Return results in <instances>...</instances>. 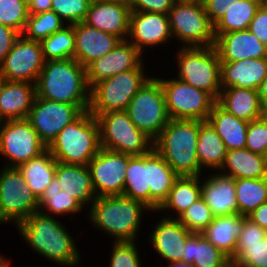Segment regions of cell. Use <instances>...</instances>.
<instances>
[{
	"mask_svg": "<svg viewBox=\"0 0 267 267\" xmlns=\"http://www.w3.org/2000/svg\"><path fill=\"white\" fill-rule=\"evenodd\" d=\"M93 115L99 124L101 148L131 156L145 155L153 149V140L134 125L126 111Z\"/></svg>",
	"mask_w": 267,
	"mask_h": 267,
	"instance_id": "cell-8",
	"label": "cell"
},
{
	"mask_svg": "<svg viewBox=\"0 0 267 267\" xmlns=\"http://www.w3.org/2000/svg\"><path fill=\"white\" fill-rule=\"evenodd\" d=\"M38 210V199L19 169L4 166L0 171V225L17 226Z\"/></svg>",
	"mask_w": 267,
	"mask_h": 267,
	"instance_id": "cell-11",
	"label": "cell"
},
{
	"mask_svg": "<svg viewBox=\"0 0 267 267\" xmlns=\"http://www.w3.org/2000/svg\"><path fill=\"white\" fill-rule=\"evenodd\" d=\"M192 1H199V2H203L204 0H192Z\"/></svg>",
	"mask_w": 267,
	"mask_h": 267,
	"instance_id": "cell-63",
	"label": "cell"
},
{
	"mask_svg": "<svg viewBox=\"0 0 267 267\" xmlns=\"http://www.w3.org/2000/svg\"><path fill=\"white\" fill-rule=\"evenodd\" d=\"M46 149L27 119L4 121L0 130V155L7 158L5 166L18 167Z\"/></svg>",
	"mask_w": 267,
	"mask_h": 267,
	"instance_id": "cell-13",
	"label": "cell"
},
{
	"mask_svg": "<svg viewBox=\"0 0 267 267\" xmlns=\"http://www.w3.org/2000/svg\"><path fill=\"white\" fill-rule=\"evenodd\" d=\"M249 30L267 46V8L260 5L250 23Z\"/></svg>",
	"mask_w": 267,
	"mask_h": 267,
	"instance_id": "cell-50",
	"label": "cell"
},
{
	"mask_svg": "<svg viewBox=\"0 0 267 267\" xmlns=\"http://www.w3.org/2000/svg\"><path fill=\"white\" fill-rule=\"evenodd\" d=\"M26 0H0V23L23 34L28 19Z\"/></svg>",
	"mask_w": 267,
	"mask_h": 267,
	"instance_id": "cell-44",
	"label": "cell"
},
{
	"mask_svg": "<svg viewBox=\"0 0 267 267\" xmlns=\"http://www.w3.org/2000/svg\"><path fill=\"white\" fill-rule=\"evenodd\" d=\"M27 3L29 14L51 11L52 8V0H28Z\"/></svg>",
	"mask_w": 267,
	"mask_h": 267,
	"instance_id": "cell-54",
	"label": "cell"
},
{
	"mask_svg": "<svg viewBox=\"0 0 267 267\" xmlns=\"http://www.w3.org/2000/svg\"><path fill=\"white\" fill-rule=\"evenodd\" d=\"M81 113L76 105L36 97L26 119L40 141L48 147L59 132Z\"/></svg>",
	"mask_w": 267,
	"mask_h": 267,
	"instance_id": "cell-14",
	"label": "cell"
},
{
	"mask_svg": "<svg viewBox=\"0 0 267 267\" xmlns=\"http://www.w3.org/2000/svg\"><path fill=\"white\" fill-rule=\"evenodd\" d=\"M137 241L113 242L109 267H142Z\"/></svg>",
	"mask_w": 267,
	"mask_h": 267,
	"instance_id": "cell-46",
	"label": "cell"
},
{
	"mask_svg": "<svg viewBox=\"0 0 267 267\" xmlns=\"http://www.w3.org/2000/svg\"><path fill=\"white\" fill-rule=\"evenodd\" d=\"M89 208L90 224L115 238L113 242L137 241L143 213L152 212L144 203L123 195L96 197Z\"/></svg>",
	"mask_w": 267,
	"mask_h": 267,
	"instance_id": "cell-3",
	"label": "cell"
},
{
	"mask_svg": "<svg viewBox=\"0 0 267 267\" xmlns=\"http://www.w3.org/2000/svg\"><path fill=\"white\" fill-rule=\"evenodd\" d=\"M36 97L89 109L90 87L86 68L74 58L45 61L35 83Z\"/></svg>",
	"mask_w": 267,
	"mask_h": 267,
	"instance_id": "cell-2",
	"label": "cell"
},
{
	"mask_svg": "<svg viewBox=\"0 0 267 267\" xmlns=\"http://www.w3.org/2000/svg\"><path fill=\"white\" fill-rule=\"evenodd\" d=\"M144 63L136 69L103 79L90 88L91 114L126 111L138 90L151 78L145 74Z\"/></svg>",
	"mask_w": 267,
	"mask_h": 267,
	"instance_id": "cell-7",
	"label": "cell"
},
{
	"mask_svg": "<svg viewBox=\"0 0 267 267\" xmlns=\"http://www.w3.org/2000/svg\"><path fill=\"white\" fill-rule=\"evenodd\" d=\"M216 102L227 112L247 122L258 119L261 116L262 104L256 89L221 88Z\"/></svg>",
	"mask_w": 267,
	"mask_h": 267,
	"instance_id": "cell-28",
	"label": "cell"
},
{
	"mask_svg": "<svg viewBox=\"0 0 267 267\" xmlns=\"http://www.w3.org/2000/svg\"><path fill=\"white\" fill-rule=\"evenodd\" d=\"M39 211L47 215L59 217L80 213L84 207L70 194L61 190L60 182L54 177L38 199ZM44 210V211H43ZM51 213V214H50Z\"/></svg>",
	"mask_w": 267,
	"mask_h": 267,
	"instance_id": "cell-38",
	"label": "cell"
},
{
	"mask_svg": "<svg viewBox=\"0 0 267 267\" xmlns=\"http://www.w3.org/2000/svg\"><path fill=\"white\" fill-rule=\"evenodd\" d=\"M182 261L197 267H227L231 261L215 247L202 233L192 232L186 239Z\"/></svg>",
	"mask_w": 267,
	"mask_h": 267,
	"instance_id": "cell-32",
	"label": "cell"
},
{
	"mask_svg": "<svg viewBox=\"0 0 267 267\" xmlns=\"http://www.w3.org/2000/svg\"><path fill=\"white\" fill-rule=\"evenodd\" d=\"M170 264L167 267H197L194 264L190 263H185L183 261H174V262H169Z\"/></svg>",
	"mask_w": 267,
	"mask_h": 267,
	"instance_id": "cell-56",
	"label": "cell"
},
{
	"mask_svg": "<svg viewBox=\"0 0 267 267\" xmlns=\"http://www.w3.org/2000/svg\"><path fill=\"white\" fill-rule=\"evenodd\" d=\"M20 33L0 23V63L11 51L14 43L20 37Z\"/></svg>",
	"mask_w": 267,
	"mask_h": 267,
	"instance_id": "cell-52",
	"label": "cell"
},
{
	"mask_svg": "<svg viewBox=\"0 0 267 267\" xmlns=\"http://www.w3.org/2000/svg\"><path fill=\"white\" fill-rule=\"evenodd\" d=\"M237 0H204L203 5L210 22L215 25L225 14L231 3Z\"/></svg>",
	"mask_w": 267,
	"mask_h": 267,
	"instance_id": "cell-51",
	"label": "cell"
},
{
	"mask_svg": "<svg viewBox=\"0 0 267 267\" xmlns=\"http://www.w3.org/2000/svg\"><path fill=\"white\" fill-rule=\"evenodd\" d=\"M210 208L201 197L190 207L185 209L176 219L189 231L201 233L214 220Z\"/></svg>",
	"mask_w": 267,
	"mask_h": 267,
	"instance_id": "cell-43",
	"label": "cell"
},
{
	"mask_svg": "<svg viewBox=\"0 0 267 267\" xmlns=\"http://www.w3.org/2000/svg\"><path fill=\"white\" fill-rule=\"evenodd\" d=\"M92 0H52V8L67 25L84 22Z\"/></svg>",
	"mask_w": 267,
	"mask_h": 267,
	"instance_id": "cell-45",
	"label": "cell"
},
{
	"mask_svg": "<svg viewBox=\"0 0 267 267\" xmlns=\"http://www.w3.org/2000/svg\"><path fill=\"white\" fill-rule=\"evenodd\" d=\"M19 235L34 252L52 263L63 267H75L80 264V251L71 232L57 218L34 212L16 226Z\"/></svg>",
	"mask_w": 267,
	"mask_h": 267,
	"instance_id": "cell-1",
	"label": "cell"
},
{
	"mask_svg": "<svg viewBox=\"0 0 267 267\" xmlns=\"http://www.w3.org/2000/svg\"><path fill=\"white\" fill-rule=\"evenodd\" d=\"M235 193L238 212L247 217L259 205L267 202V177L235 179Z\"/></svg>",
	"mask_w": 267,
	"mask_h": 267,
	"instance_id": "cell-39",
	"label": "cell"
},
{
	"mask_svg": "<svg viewBox=\"0 0 267 267\" xmlns=\"http://www.w3.org/2000/svg\"><path fill=\"white\" fill-rule=\"evenodd\" d=\"M247 217L267 231V202L259 205Z\"/></svg>",
	"mask_w": 267,
	"mask_h": 267,
	"instance_id": "cell-53",
	"label": "cell"
},
{
	"mask_svg": "<svg viewBox=\"0 0 267 267\" xmlns=\"http://www.w3.org/2000/svg\"><path fill=\"white\" fill-rule=\"evenodd\" d=\"M267 231L254 223L250 218L243 216V230L237 243H254L261 241Z\"/></svg>",
	"mask_w": 267,
	"mask_h": 267,
	"instance_id": "cell-49",
	"label": "cell"
},
{
	"mask_svg": "<svg viewBox=\"0 0 267 267\" xmlns=\"http://www.w3.org/2000/svg\"><path fill=\"white\" fill-rule=\"evenodd\" d=\"M219 172L234 179L267 177L266 156L242 148L228 150Z\"/></svg>",
	"mask_w": 267,
	"mask_h": 267,
	"instance_id": "cell-27",
	"label": "cell"
},
{
	"mask_svg": "<svg viewBox=\"0 0 267 267\" xmlns=\"http://www.w3.org/2000/svg\"><path fill=\"white\" fill-rule=\"evenodd\" d=\"M100 148L99 124L89 110L67 124L47 147L57 162L82 166H88Z\"/></svg>",
	"mask_w": 267,
	"mask_h": 267,
	"instance_id": "cell-5",
	"label": "cell"
},
{
	"mask_svg": "<svg viewBox=\"0 0 267 267\" xmlns=\"http://www.w3.org/2000/svg\"><path fill=\"white\" fill-rule=\"evenodd\" d=\"M261 6L267 8V0H260Z\"/></svg>",
	"mask_w": 267,
	"mask_h": 267,
	"instance_id": "cell-59",
	"label": "cell"
},
{
	"mask_svg": "<svg viewBox=\"0 0 267 267\" xmlns=\"http://www.w3.org/2000/svg\"><path fill=\"white\" fill-rule=\"evenodd\" d=\"M175 58L176 78L209 93L217 101L221 91V61L216 47L180 46Z\"/></svg>",
	"mask_w": 267,
	"mask_h": 267,
	"instance_id": "cell-6",
	"label": "cell"
},
{
	"mask_svg": "<svg viewBox=\"0 0 267 267\" xmlns=\"http://www.w3.org/2000/svg\"><path fill=\"white\" fill-rule=\"evenodd\" d=\"M243 230V216L240 214L217 216L201 233L211 244L229 258L234 255L237 239Z\"/></svg>",
	"mask_w": 267,
	"mask_h": 267,
	"instance_id": "cell-31",
	"label": "cell"
},
{
	"mask_svg": "<svg viewBox=\"0 0 267 267\" xmlns=\"http://www.w3.org/2000/svg\"><path fill=\"white\" fill-rule=\"evenodd\" d=\"M173 39L183 47L215 46L214 25L207 16L203 2L176 0L168 13Z\"/></svg>",
	"mask_w": 267,
	"mask_h": 267,
	"instance_id": "cell-9",
	"label": "cell"
},
{
	"mask_svg": "<svg viewBox=\"0 0 267 267\" xmlns=\"http://www.w3.org/2000/svg\"><path fill=\"white\" fill-rule=\"evenodd\" d=\"M202 176H179L169 192L168 198L158 208L157 212H170L167 218H177L185 209L201 198ZM176 215V216H174Z\"/></svg>",
	"mask_w": 267,
	"mask_h": 267,
	"instance_id": "cell-33",
	"label": "cell"
},
{
	"mask_svg": "<svg viewBox=\"0 0 267 267\" xmlns=\"http://www.w3.org/2000/svg\"><path fill=\"white\" fill-rule=\"evenodd\" d=\"M207 121L223 140L227 150L246 148L249 122L235 117L217 102L212 107Z\"/></svg>",
	"mask_w": 267,
	"mask_h": 267,
	"instance_id": "cell-29",
	"label": "cell"
},
{
	"mask_svg": "<svg viewBox=\"0 0 267 267\" xmlns=\"http://www.w3.org/2000/svg\"><path fill=\"white\" fill-rule=\"evenodd\" d=\"M67 25L54 11L29 14L23 36L29 40L41 41Z\"/></svg>",
	"mask_w": 267,
	"mask_h": 267,
	"instance_id": "cell-41",
	"label": "cell"
},
{
	"mask_svg": "<svg viewBox=\"0 0 267 267\" xmlns=\"http://www.w3.org/2000/svg\"><path fill=\"white\" fill-rule=\"evenodd\" d=\"M129 155L100 148L88 167L96 197L122 195Z\"/></svg>",
	"mask_w": 267,
	"mask_h": 267,
	"instance_id": "cell-16",
	"label": "cell"
},
{
	"mask_svg": "<svg viewBox=\"0 0 267 267\" xmlns=\"http://www.w3.org/2000/svg\"><path fill=\"white\" fill-rule=\"evenodd\" d=\"M126 112L134 125L153 141L170 120L161 82L153 75L138 90Z\"/></svg>",
	"mask_w": 267,
	"mask_h": 267,
	"instance_id": "cell-10",
	"label": "cell"
},
{
	"mask_svg": "<svg viewBox=\"0 0 267 267\" xmlns=\"http://www.w3.org/2000/svg\"><path fill=\"white\" fill-rule=\"evenodd\" d=\"M258 94L260 97L261 104L267 102V76L261 82L260 87L258 88Z\"/></svg>",
	"mask_w": 267,
	"mask_h": 267,
	"instance_id": "cell-55",
	"label": "cell"
},
{
	"mask_svg": "<svg viewBox=\"0 0 267 267\" xmlns=\"http://www.w3.org/2000/svg\"><path fill=\"white\" fill-rule=\"evenodd\" d=\"M201 180V197L212 214L217 216L239 214L236 202L235 179L218 171Z\"/></svg>",
	"mask_w": 267,
	"mask_h": 267,
	"instance_id": "cell-22",
	"label": "cell"
},
{
	"mask_svg": "<svg viewBox=\"0 0 267 267\" xmlns=\"http://www.w3.org/2000/svg\"><path fill=\"white\" fill-rule=\"evenodd\" d=\"M122 195L150 208L149 153L141 156L129 155Z\"/></svg>",
	"mask_w": 267,
	"mask_h": 267,
	"instance_id": "cell-36",
	"label": "cell"
},
{
	"mask_svg": "<svg viewBox=\"0 0 267 267\" xmlns=\"http://www.w3.org/2000/svg\"><path fill=\"white\" fill-rule=\"evenodd\" d=\"M199 128L198 120L170 119L153 141V148L178 176H202L204 172L196 152Z\"/></svg>",
	"mask_w": 267,
	"mask_h": 267,
	"instance_id": "cell-4",
	"label": "cell"
},
{
	"mask_svg": "<svg viewBox=\"0 0 267 267\" xmlns=\"http://www.w3.org/2000/svg\"><path fill=\"white\" fill-rule=\"evenodd\" d=\"M62 191L74 197L83 207L92 205L96 198L88 166L57 162L54 176Z\"/></svg>",
	"mask_w": 267,
	"mask_h": 267,
	"instance_id": "cell-26",
	"label": "cell"
},
{
	"mask_svg": "<svg viewBox=\"0 0 267 267\" xmlns=\"http://www.w3.org/2000/svg\"><path fill=\"white\" fill-rule=\"evenodd\" d=\"M40 44L45 61L74 58V24L65 25L61 30L42 39Z\"/></svg>",
	"mask_w": 267,
	"mask_h": 267,
	"instance_id": "cell-40",
	"label": "cell"
},
{
	"mask_svg": "<svg viewBox=\"0 0 267 267\" xmlns=\"http://www.w3.org/2000/svg\"><path fill=\"white\" fill-rule=\"evenodd\" d=\"M215 47L221 62L267 58V46L249 29L220 35L216 39Z\"/></svg>",
	"mask_w": 267,
	"mask_h": 267,
	"instance_id": "cell-23",
	"label": "cell"
},
{
	"mask_svg": "<svg viewBox=\"0 0 267 267\" xmlns=\"http://www.w3.org/2000/svg\"><path fill=\"white\" fill-rule=\"evenodd\" d=\"M227 148L223 140L215 132L212 125L206 121H200L198 143L196 152L200 167L205 170H216L223 165Z\"/></svg>",
	"mask_w": 267,
	"mask_h": 267,
	"instance_id": "cell-35",
	"label": "cell"
},
{
	"mask_svg": "<svg viewBox=\"0 0 267 267\" xmlns=\"http://www.w3.org/2000/svg\"><path fill=\"white\" fill-rule=\"evenodd\" d=\"M179 176L153 148L149 152L150 209L157 213L158 208L168 198L174 181Z\"/></svg>",
	"mask_w": 267,
	"mask_h": 267,
	"instance_id": "cell-30",
	"label": "cell"
},
{
	"mask_svg": "<svg viewBox=\"0 0 267 267\" xmlns=\"http://www.w3.org/2000/svg\"><path fill=\"white\" fill-rule=\"evenodd\" d=\"M173 39L168 15L155 12H137L131 11L129 23V35L127 40L130 41L142 54L145 47L153 48L154 46L171 42Z\"/></svg>",
	"mask_w": 267,
	"mask_h": 267,
	"instance_id": "cell-17",
	"label": "cell"
},
{
	"mask_svg": "<svg viewBox=\"0 0 267 267\" xmlns=\"http://www.w3.org/2000/svg\"><path fill=\"white\" fill-rule=\"evenodd\" d=\"M246 149L263 156L267 154V122L261 117L249 122Z\"/></svg>",
	"mask_w": 267,
	"mask_h": 267,
	"instance_id": "cell-47",
	"label": "cell"
},
{
	"mask_svg": "<svg viewBox=\"0 0 267 267\" xmlns=\"http://www.w3.org/2000/svg\"><path fill=\"white\" fill-rule=\"evenodd\" d=\"M44 64L40 41L29 40L20 35L0 63V69L4 80L35 84Z\"/></svg>",
	"mask_w": 267,
	"mask_h": 267,
	"instance_id": "cell-15",
	"label": "cell"
},
{
	"mask_svg": "<svg viewBox=\"0 0 267 267\" xmlns=\"http://www.w3.org/2000/svg\"><path fill=\"white\" fill-rule=\"evenodd\" d=\"M4 121H5V120L0 116V130H1V128H2V125H3Z\"/></svg>",
	"mask_w": 267,
	"mask_h": 267,
	"instance_id": "cell-61",
	"label": "cell"
},
{
	"mask_svg": "<svg viewBox=\"0 0 267 267\" xmlns=\"http://www.w3.org/2000/svg\"><path fill=\"white\" fill-rule=\"evenodd\" d=\"M74 59L87 67L95 59L112 51L121 41L116 35L88 26L84 22L74 24Z\"/></svg>",
	"mask_w": 267,
	"mask_h": 267,
	"instance_id": "cell-20",
	"label": "cell"
},
{
	"mask_svg": "<svg viewBox=\"0 0 267 267\" xmlns=\"http://www.w3.org/2000/svg\"><path fill=\"white\" fill-rule=\"evenodd\" d=\"M131 8L129 0H92L84 20L88 26L127 40Z\"/></svg>",
	"mask_w": 267,
	"mask_h": 267,
	"instance_id": "cell-19",
	"label": "cell"
},
{
	"mask_svg": "<svg viewBox=\"0 0 267 267\" xmlns=\"http://www.w3.org/2000/svg\"><path fill=\"white\" fill-rule=\"evenodd\" d=\"M3 75H2V72H1V69H0V86H1V84H2V82H3Z\"/></svg>",
	"mask_w": 267,
	"mask_h": 267,
	"instance_id": "cell-60",
	"label": "cell"
},
{
	"mask_svg": "<svg viewBox=\"0 0 267 267\" xmlns=\"http://www.w3.org/2000/svg\"><path fill=\"white\" fill-rule=\"evenodd\" d=\"M35 98V84L3 80L0 86V116L5 121L26 119Z\"/></svg>",
	"mask_w": 267,
	"mask_h": 267,
	"instance_id": "cell-24",
	"label": "cell"
},
{
	"mask_svg": "<svg viewBox=\"0 0 267 267\" xmlns=\"http://www.w3.org/2000/svg\"><path fill=\"white\" fill-rule=\"evenodd\" d=\"M156 78L161 82L170 119L207 120L216 103V100L209 93L176 77Z\"/></svg>",
	"mask_w": 267,
	"mask_h": 267,
	"instance_id": "cell-12",
	"label": "cell"
},
{
	"mask_svg": "<svg viewBox=\"0 0 267 267\" xmlns=\"http://www.w3.org/2000/svg\"><path fill=\"white\" fill-rule=\"evenodd\" d=\"M260 5V0H237L231 3L224 16L214 25L215 39L232 31L248 30Z\"/></svg>",
	"mask_w": 267,
	"mask_h": 267,
	"instance_id": "cell-37",
	"label": "cell"
},
{
	"mask_svg": "<svg viewBox=\"0 0 267 267\" xmlns=\"http://www.w3.org/2000/svg\"><path fill=\"white\" fill-rule=\"evenodd\" d=\"M260 117L267 122V102L262 104Z\"/></svg>",
	"mask_w": 267,
	"mask_h": 267,
	"instance_id": "cell-57",
	"label": "cell"
},
{
	"mask_svg": "<svg viewBox=\"0 0 267 267\" xmlns=\"http://www.w3.org/2000/svg\"><path fill=\"white\" fill-rule=\"evenodd\" d=\"M56 167L57 161L51 152L46 149L38 157L20 164L17 168L23 175L26 185L31 188L33 194L39 199L52 182Z\"/></svg>",
	"mask_w": 267,
	"mask_h": 267,
	"instance_id": "cell-34",
	"label": "cell"
},
{
	"mask_svg": "<svg viewBox=\"0 0 267 267\" xmlns=\"http://www.w3.org/2000/svg\"><path fill=\"white\" fill-rule=\"evenodd\" d=\"M176 0H129L131 11L155 12L168 15Z\"/></svg>",
	"mask_w": 267,
	"mask_h": 267,
	"instance_id": "cell-48",
	"label": "cell"
},
{
	"mask_svg": "<svg viewBox=\"0 0 267 267\" xmlns=\"http://www.w3.org/2000/svg\"><path fill=\"white\" fill-rule=\"evenodd\" d=\"M149 234V242L162 260L182 261L187 237L192 233L176 218L163 217Z\"/></svg>",
	"mask_w": 267,
	"mask_h": 267,
	"instance_id": "cell-21",
	"label": "cell"
},
{
	"mask_svg": "<svg viewBox=\"0 0 267 267\" xmlns=\"http://www.w3.org/2000/svg\"><path fill=\"white\" fill-rule=\"evenodd\" d=\"M230 261L238 267H267V234L259 242L237 243Z\"/></svg>",
	"mask_w": 267,
	"mask_h": 267,
	"instance_id": "cell-42",
	"label": "cell"
},
{
	"mask_svg": "<svg viewBox=\"0 0 267 267\" xmlns=\"http://www.w3.org/2000/svg\"><path fill=\"white\" fill-rule=\"evenodd\" d=\"M227 267H238V266L234 265L233 263H230Z\"/></svg>",
	"mask_w": 267,
	"mask_h": 267,
	"instance_id": "cell-62",
	"label": "cell"
},
{
	"mask_svg": "<svg viewBox=\"0 0 267 267\" xmlns=\"http://www.w3.org/2000/svg\"><path fill=\"white\" fill-rule=\"evenodd\" d=\"M267 76V58L221 62V88L256 89Z\"/></svg>",
	"mask_w": 267,
	"mask_h": 267,
	"instance_id": "cell-25",
	"label": "cell"
},
{
	"mask_svg": "<svg viewBox=\"0 0 267 267\" xmlns=\"http://www.w3.org/2000/svg\"><path fill=\"white\" fill-rule=\"evenodd\" d=\"M10 263H11V261L9 260V258L4 257L0 261V267H10Z\"/></svg>",
	"mask_w": 267,
	"mask_h": 267,
	"instance_id": "cell-58",
	"label": "cell"
},
{
	"mask_svg": "<svg viewBox=\"0 0 267 267\" xmlns=\"http://www.w3.org/2000/svg\"><path fill=\"white\" fill-rule=\"evenodd\" d=\"M143 54L128 40H121L117 46L95 59L86 67L88 86L131 69H136L143 61Z\"/></svg>",
	"mask_w": 267,
	"mask_h": 267,
	"instance_id": "cell-18",
	"label": "cell"
}]
</instances>
